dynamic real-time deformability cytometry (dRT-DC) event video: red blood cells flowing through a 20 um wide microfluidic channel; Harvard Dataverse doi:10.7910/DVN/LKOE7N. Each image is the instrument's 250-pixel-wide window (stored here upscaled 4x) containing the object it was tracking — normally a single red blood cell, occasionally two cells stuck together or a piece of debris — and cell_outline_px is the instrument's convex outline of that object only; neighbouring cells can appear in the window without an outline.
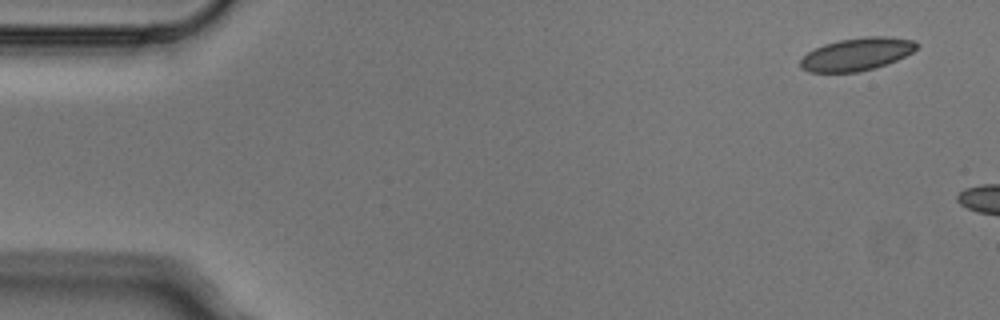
{"species": "Egyptian fruit bat (a non-hibernating species)", "species_latin": "Rousettus aegyptiacus", "temperature_condition": "cold", "stored_images_in_passage": 3, "camera_frame_rate_fps": 3000, "um_per_image_px": 0.085, "animal": {"sex": "male"}, "frame": {"image": 1, "passage_image": 1, "time_ms": 0.0, "image_size_px": [1000, 320], "cell_outline_px": [[920, 44], [912, 52], [888, 64], [876, 68], [860, 72], [808, 72], [800, 68], [800, 60], [808, 52], [824, 44], [840, 40], [868, 36], [888, 36], [912, 40]], "centroid_in_image_um": [72.83, 4.61], "position_along_channel_um": 12.2, "area_um2": 22.2}}